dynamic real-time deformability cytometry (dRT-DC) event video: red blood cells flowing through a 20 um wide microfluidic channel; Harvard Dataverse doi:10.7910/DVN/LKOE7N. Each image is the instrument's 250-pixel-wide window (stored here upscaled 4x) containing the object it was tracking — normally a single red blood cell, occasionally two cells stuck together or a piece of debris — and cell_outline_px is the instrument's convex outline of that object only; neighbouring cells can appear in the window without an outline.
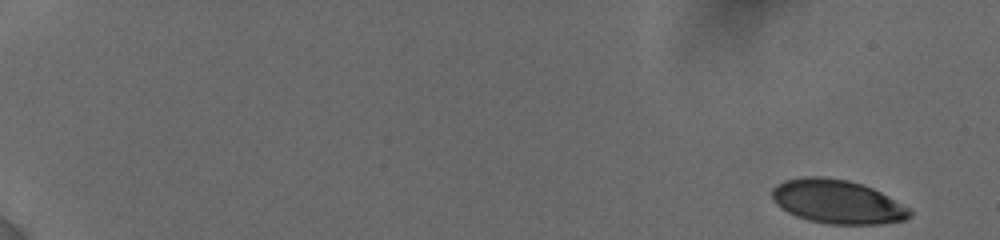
{"species": "human", "species_latin": "Homo sapiens", "temperature_condition": "cold", "stored_images_in_passage": 14, "camera_frame_rate_fps": 3000, "um_per_image_px": 0.085, "donor": {"sex": "female"}, "frame": {"image": 1, "passage_image": 1, "time_ms": 0.0, "image_size_px": [1000, 240], "cell_outline_px": [[912, 216], [904, 220], [880, 224], [828, 224], [808, 220], [796, 216], [780, 208], [776, 204], [772, 196], [772, 188], [776, 184], [784, 180], [804, 176], [820, 176], [848, 180], [872, 188], [912, 208]], "centroid_in_image_um": [71.18, 17.15], "position_along_channel_um": 13.8, "area_um2": 35.37}}
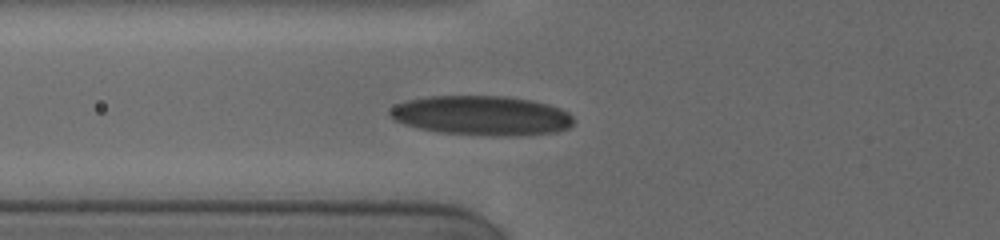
{"frame": {"image": 2, "passage_image": 12, "time_ms": 7.0, "image_size_px": [1000, 240], "cell_outline_px": [[572, 124], [568, 128], [556, 132], [520, 136], [488, 136], [436, 132], [404, 124], [392, 120], [388, 116], [388, 108], [396, 104], [408, 100], [428, 96], [508, 96], [532, 100], [548, 104], [560, 108], [568, 112], [572, 116]], "centroid_in_image_um": [40.91, 9.83], "position_along_channel_um": 84.9, "area_um2": 42.89}}
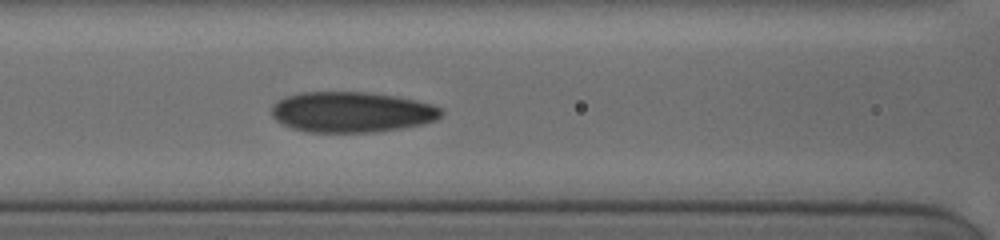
{"frame": {"image": 3, "passage_image": 14, "time_ms": 8.333, "image_size_px": [1000, 240], "cell_outline_px": [[440, 116], [436, 120], [420, 124], [400, 128], [372, 132], [308, 132], [292, 128], [276, 120], [272, 116], [272, 104], [288, 96], [300, 92], [364, 92], [396, 96], [432, 104], [440, 108]], "centroid_in_image_um": [29.86, 9.52], "position_along_channel_um": 136.7, "area_um2": 39.71}}